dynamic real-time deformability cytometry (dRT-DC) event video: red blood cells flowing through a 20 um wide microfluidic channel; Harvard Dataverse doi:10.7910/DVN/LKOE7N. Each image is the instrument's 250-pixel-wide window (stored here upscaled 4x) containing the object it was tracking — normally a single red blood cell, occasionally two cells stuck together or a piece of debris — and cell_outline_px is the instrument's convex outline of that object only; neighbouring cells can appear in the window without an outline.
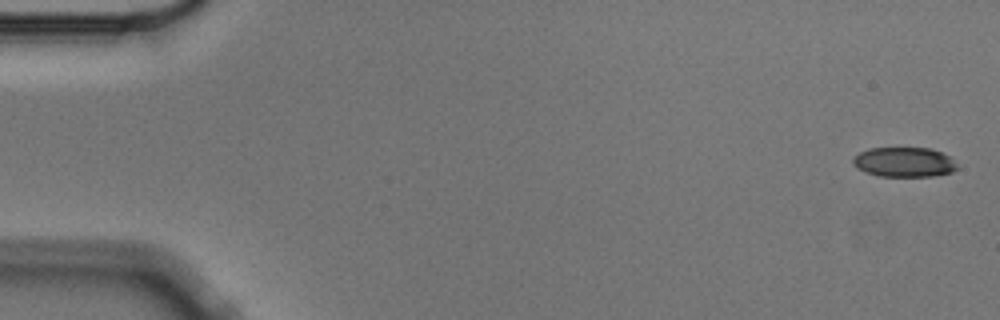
{"species": "Egyptian fruit bat (a non-hibernating species)", "species_latin": "Rousettus aegyptiacus", "temperature_condition": "cold", "stored_images_in_passage": 4, "camera_frame_rate_fps": 3000, "um_per_image_px": 0.085, "animal": {"sex": "male"}, "frame": {"image": 1, "passage_image": 1, "time_ms": 0.0, "image_size_px": [1000, 320], "cell_outline_px": [[960, 168], [952, 172], [932, 176], [880, 176], [856, 168], [852, 164], [852, 160], [860, 152], [868, 148], [932, 148], [948, 156]], "centroid_in_image_um": [76.86, 13.78], "position_along_channel_um": 8.1, "area_um2": 17.98}}